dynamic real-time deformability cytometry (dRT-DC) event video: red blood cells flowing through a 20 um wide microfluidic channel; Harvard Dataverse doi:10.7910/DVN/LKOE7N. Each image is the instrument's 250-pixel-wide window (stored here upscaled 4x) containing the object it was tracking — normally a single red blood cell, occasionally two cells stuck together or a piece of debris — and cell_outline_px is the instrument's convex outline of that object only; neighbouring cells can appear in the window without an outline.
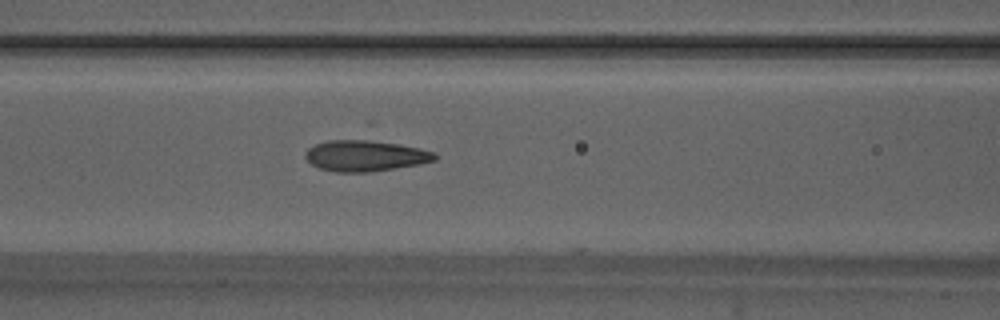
{"species": "Egyptian fruit bat (a non-hibernating species)", "species_latin": "Rousettus aegyptiacus", "temperature_condition": "warm", "stored_images_in_passage": 8, "camera_frame_rate_fps": 3000, "um_per_image_px": 0.085, "animal": {"sex": "male"}, "frame": {"image": 1, "passage_image": 7, "time_ms": 2.0, "image_size_px": [1000, 320], "cell_outline_px": [[436, 160], [420, 164], [368, 172], [336, 172], [320, 168], [312, 164], [304, 156], [308, 148], [316, 144], [328, 140], [360, 136], [420, 148], [436, 152]], "centroid_in_image_um": [31.05, 13.18], "position_along_channel_um": 135.5, "area_um2": 24.16}}